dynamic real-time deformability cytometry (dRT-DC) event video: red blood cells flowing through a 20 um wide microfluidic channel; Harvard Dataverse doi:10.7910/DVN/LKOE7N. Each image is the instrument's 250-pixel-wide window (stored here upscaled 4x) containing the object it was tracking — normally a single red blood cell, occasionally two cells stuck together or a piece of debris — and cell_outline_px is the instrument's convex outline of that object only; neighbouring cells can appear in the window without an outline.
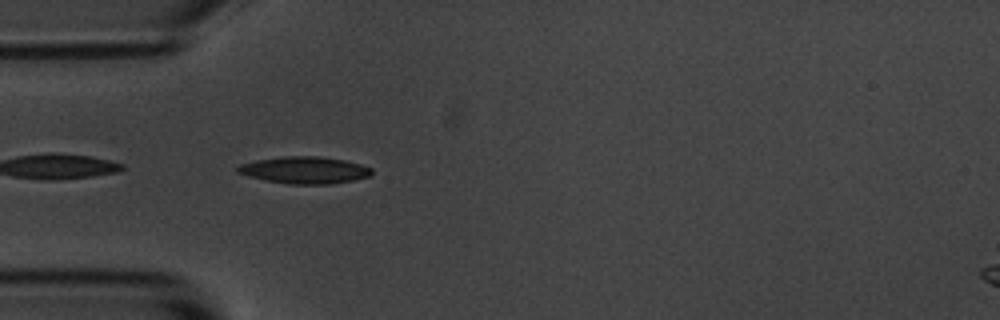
{"species": "common noctule bat (a hibernating species)", "species_latin": "Nyctalus noctula", "temperature_condition": "room temperature", "stored_images_in_passage": 23, "camera_frame_rate_fps": 3000, "um_per_image_px": 0.085, "animal": {"sex": "male", "body_mass_g": 20.1, "forearm_length_mm": 53.5}, "frame": {"image": 1, "passage_image": 1, "time_ms": 0.0, "image_size_px": [1000, 320], "cell_outline_px": [[372, 176], [332, 184], [292, 184], [268, 180], [248, 176], [236, 172], [236, 168], [240, 164], [256, 160], [284, 156], [316, 156], [344, 160], [360, 164], [372, 168]], "centroid_in_image_um": [25.9, 14.45], "position_along_channel_um": 59.1, "area_um2": 20.92}}